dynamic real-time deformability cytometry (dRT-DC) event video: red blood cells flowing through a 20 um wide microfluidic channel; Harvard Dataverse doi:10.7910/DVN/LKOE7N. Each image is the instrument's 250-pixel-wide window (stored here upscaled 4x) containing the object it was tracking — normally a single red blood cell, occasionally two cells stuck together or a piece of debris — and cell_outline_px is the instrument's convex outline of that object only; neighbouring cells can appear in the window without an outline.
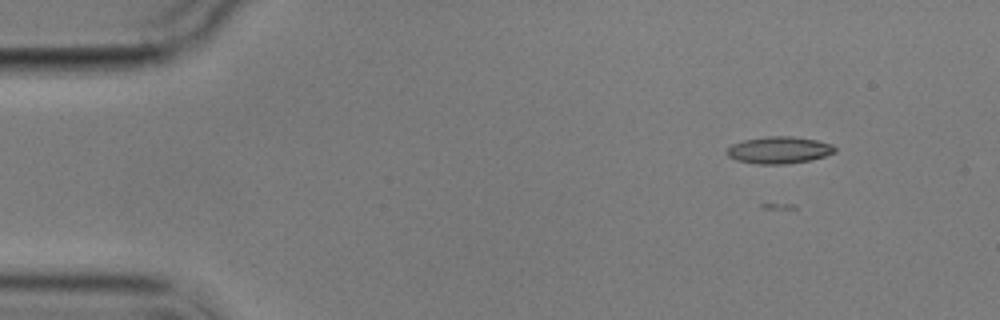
{"species": "common noctule bat (a hibernating species)", "species_latin": "Nyctalus noctula", "temperature_condition": "cold", "stored_images_in_passage": 6, "camera_frame_rate_fps": 3000, "um_per_image_px": 0.085, "animal": {"sex": "male", "body_mass_g": 17.9}, "frame": {"image": 1, "passage_image": 2, "time_ms": 2.0, "image_size_px": [1000, 320], "cell_outline_px": [[836, 152], [812, 160], [784, 164], [760, 164], [736, 160], [728, 156], [724, 152], [732, 144], [744, 140], [768, 136], [792, 136], [816, 140], [832, 144], [836, 148]], "centroid_in_image_um": [66.22, 12.75], "position_along_channel_um": 18.8, "area_um2": 16.99}}
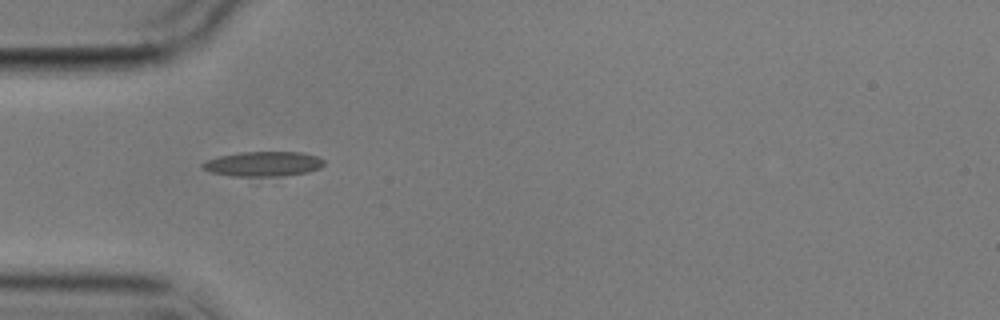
{"frame": {"image": 2, "passage_image": 5, "time_ms": 5.667, "image_size_px": [1000, 320], "cell_outline_px": [[324, 164], [320, 168], [308, 172], [280, 176], [232, 176], [212, 172], [200, 168], [200, 164], [208, 160], [220, 156], [240, 152], [300, 152], [316, 156], [324, 160]], "centroid_in_image_um": [22.37, 13.93], "position_along_channel_um": 62.6, "area_um2": 17.51}}
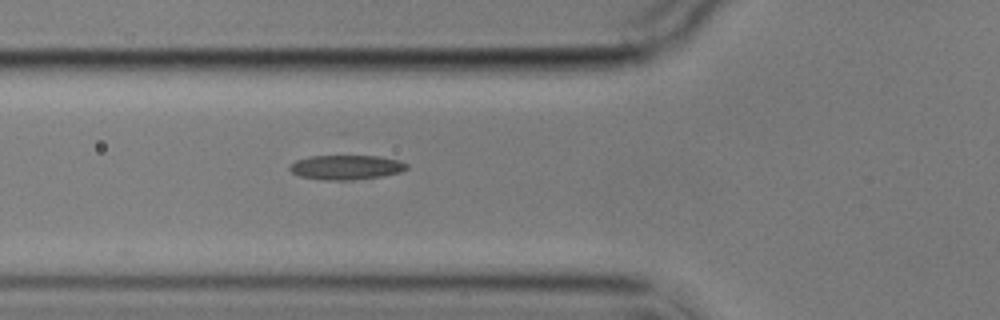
{"frame": {"image": 3, "passage_image": 6, "time_ms": 6.667, "image_size_px": [1000, 320], "cell_outline_px": [[408, 168], [400, 172], [384, 176], [352, 180], [328, 180], [300, 176], [292, 172], [288, 168], [288, 164], [296, 160], [308, 156], [380, 156], [400, 160], [408, 164]], "centroid_in_image_um": [29.43, 14.21], "position_along_channel_um": 96.4, "area_um2": 16.88}}